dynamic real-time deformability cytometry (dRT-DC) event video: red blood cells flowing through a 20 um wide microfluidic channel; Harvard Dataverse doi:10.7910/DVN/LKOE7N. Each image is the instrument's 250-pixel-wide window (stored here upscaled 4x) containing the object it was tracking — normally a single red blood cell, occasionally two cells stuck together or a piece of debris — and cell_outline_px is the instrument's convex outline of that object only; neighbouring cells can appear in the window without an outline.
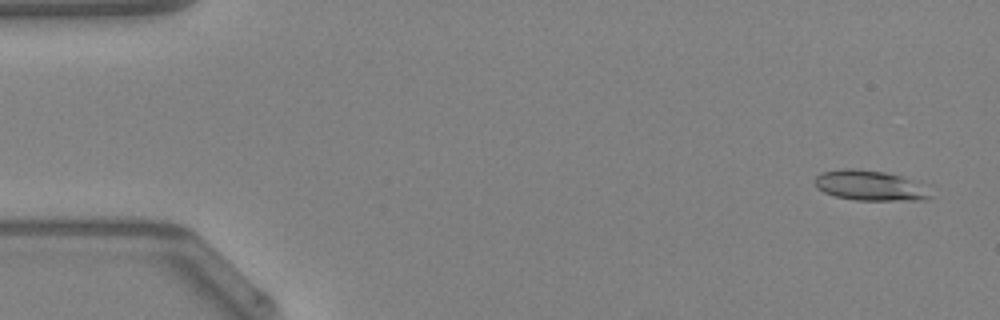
{"species": "Egyptian fruit bat (a non-hibernating species)", "species_latin": "Rousettus aegyptiacus", "temperature_condition": "warm", "stored_images_in_passage": 46, "camera_frame_rate_fps": 3000, "um_per_image_px": 0.085, "animal": {"sex": "female"}, "frame": {"image": 1, "passage_image": 3, "time_ms": 0.667, "image_size_px": [1000, 320], "cell_outline_px": [[936, 196], [920, 200], [856, 200], [836, 196], [824, 192], [816, 188], [812, 180], [820, 172], [844, 168], [856, 168], [884, 172], [900, 176], [908, 180]], "centroid_in_image_um": [73.82, 15.77], "position_along_channel_um": 11.2, "area_um2": 20.06}}
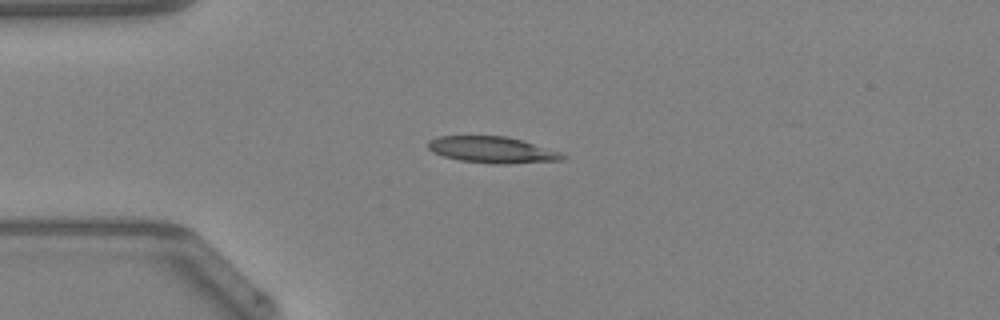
{"frame": {"image": 2, "passage_image": 13, "time_ms": 4.0, "image_size_px": [1000, 320], "cell_outline_px": [[568, 156], [560, 160], [500, 164], [496, 164], [460, 160], [444, 156], [432, 152], [428, 148], [428, 140], [440, 136], [508, 136], [524, 140], [560, 152]], "centroid_in_image_um": [41.84, 12.72], "position_along_channel_um": 43.2, "area_um2": 20.58}}
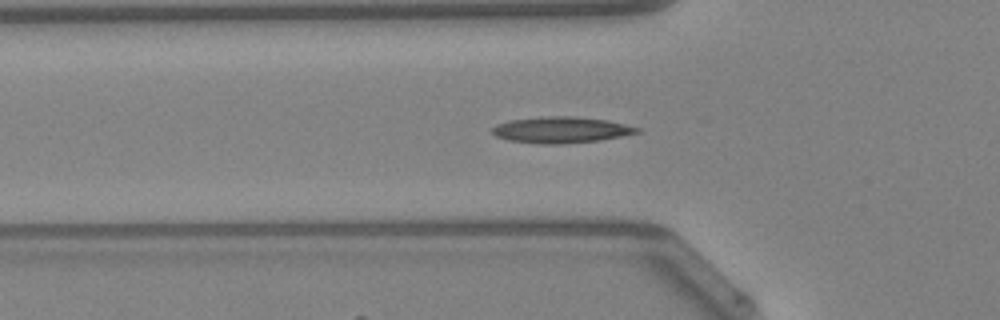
{"frame": {"image": 3, "passage_image": 17, "time_ms": 5.333, "image_size_px": [1000, 320], "cell_outline_px": [[640, 132], [600, 140], [564, 144], [540, 144], [508, 140], [496, 136], [492, 132], [492, 128], [496, 124], [508, 120], [540, 116], [576, 116], [608, 120], [640, 128]], "centroid_in_image_um": [47.66, 11.03], "position_along_channel_um": 78.1, "area_um2": 22.25}}